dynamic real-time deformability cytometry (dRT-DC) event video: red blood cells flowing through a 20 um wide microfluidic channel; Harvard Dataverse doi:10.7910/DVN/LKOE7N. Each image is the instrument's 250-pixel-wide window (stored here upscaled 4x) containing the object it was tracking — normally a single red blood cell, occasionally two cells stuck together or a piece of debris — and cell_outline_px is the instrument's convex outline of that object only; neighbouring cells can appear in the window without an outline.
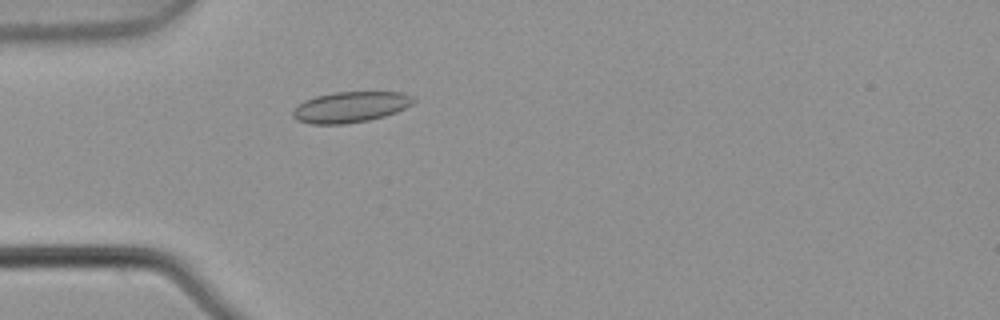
{"species": "common noctule bat (a hibernating species)", "species_latin": "Nyctalus noctula", "temperature_condition": "warm", "stored_images_in_passage": 2, "camera_frame_rate_fps": 3000, "um_per_image_px": 0.085, "animal": {"sex": "male", "body_mass_g": 21.5, "forearm_length_mm": 52.0}, "frame": {"image": 1, "passage_image": 2, "time_ms": 0.333, "image_size_px": [1000, 320], "cell_outline_px": [[416, 100], [412, 104], [396, 112], [384, 116], [368, 120], [344, 124], [312, 124], [296, 120], [292, 116], [292, 112], [304, 100], [316, 96], [332, 92], [404, 92], [412, 96]], "centroid_in_image_um": [29.79, 9.09], "position_along_channel_um": 55.2, "area_um2": 21.62}}